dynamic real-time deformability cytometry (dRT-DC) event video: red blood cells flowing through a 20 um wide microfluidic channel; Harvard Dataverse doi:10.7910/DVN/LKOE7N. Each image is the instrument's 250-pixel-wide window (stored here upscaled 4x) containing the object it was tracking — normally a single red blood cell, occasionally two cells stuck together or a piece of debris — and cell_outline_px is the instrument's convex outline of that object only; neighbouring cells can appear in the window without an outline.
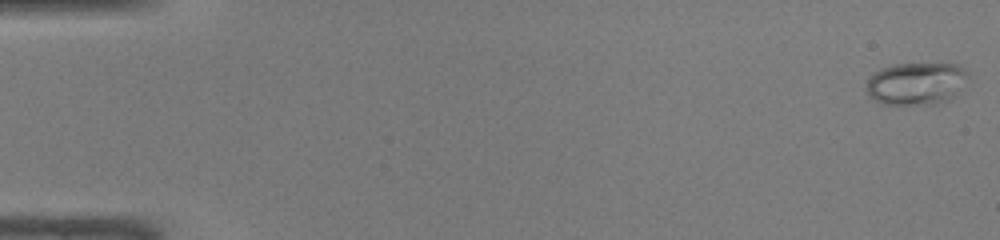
{"species": "common noctule bat (a hibernating species)", "species_latin": "Nyctalus noctula", "temperature_condition": "warm", "stored_images_in_passage": 48, "camera_frame_rate_fps": 3000, "um_per_image_px": 0.085, "animal": {"sex": "male", "body_mass_g": 19.0, "forearm_length_mm": 50.8}, "frame": {"image": 1, "passage_image": 1, "time_ms": 0.0, "image_size_px": [1000, 240], "cell_outline_px": [[968, 76], [952, 100], [936, 104], [880, 104], [868, 92], [868, 80], [880, 68], [892, 64], [960, 64], [968, 72]], "centroid_in_image_um": [77.93, 7.1], "position_along_channel_um": 7.1, "area_um2": 25.03}}
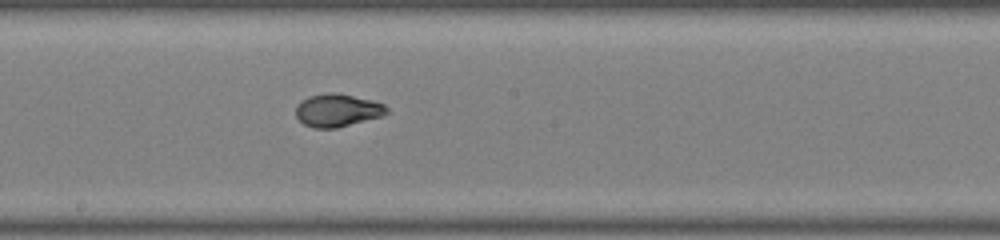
{"frame": {"image": 2, "passage_image": 27, "time_ms": 8.667, "image_size_px": [1000, 240], "cell_outline_px": [[388, 112], [384, 116], [336, 128], [312, 128], [304, 124], [296, 116], [296, 104], [308, 96], [328, 92], [336, 92], [372, 100], [384, 104], [388, 108]], "centroid_in_image_um": [28.68, 9.37], "position_along_channel_um": 219.5, "area_um2": 17.57}}
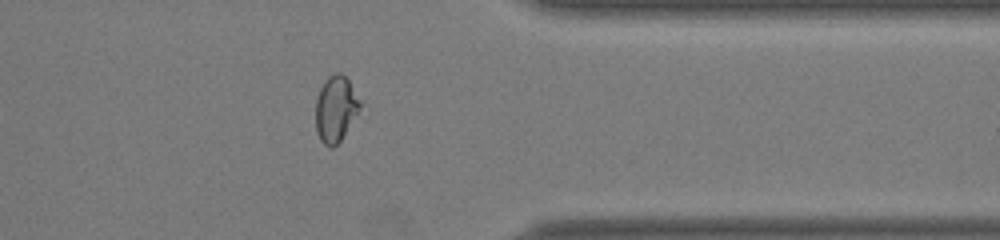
{"frame": {"image": 3, "passage_image": 39, "time_ms": 12.667, "image_size_px": [1000, 240], "cell_outline_px": [[360, 108], [340, 140], [332, 148], [328, 148], [320, 140], [316, 132], [316, 100], [320, 88], [324, 80], [328, 76], [336, 72], [340, 72], [348, 80], [360, 100]], "centroid_in_image_um": [28.5, 9.24], "position_along_channel_um": 382.9, "area_um2": 16.82}}